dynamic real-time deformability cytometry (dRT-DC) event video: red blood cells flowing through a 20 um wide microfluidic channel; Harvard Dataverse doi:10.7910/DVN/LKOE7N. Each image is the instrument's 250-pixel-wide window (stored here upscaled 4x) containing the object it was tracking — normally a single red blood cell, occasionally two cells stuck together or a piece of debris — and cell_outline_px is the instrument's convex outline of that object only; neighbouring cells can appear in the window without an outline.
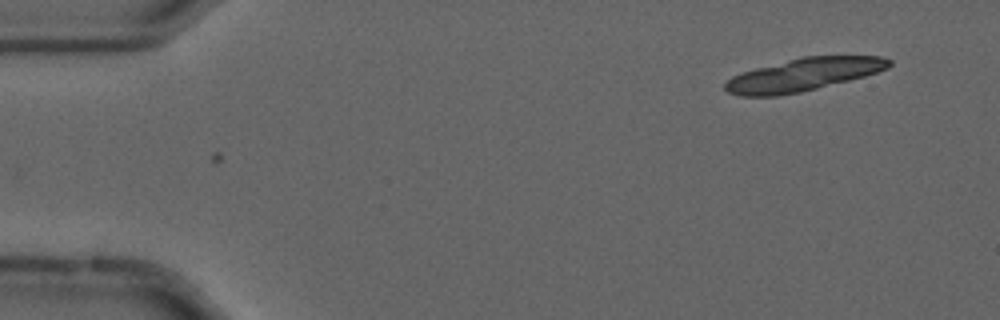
{"species": "common noctule bat (a hibernating species)", "species_latin": "Nyctalus noctula", "temperature_condition": "cold", "stored_images_in_passage": 3, "camera_frame_rate_fps": 3000, "um_per_image_px": 0.085, "animal": {"sex": "male", "forearm_length_mm": 52.5}, "frame": {"image": 1, "passage_image": 3, "time_ms": 0.667, "image_size_px": [1000, 320], "cell_outline_px": [[892, 64], [888, 68], [864, 76], [800, 92], [776, 96], [740, 96], [728, 92], [724, 88], [724, 84], [732, 76], [756, 68], [800, 56], [880, 56], [892, 60]], "centroid_in_image_um": [68.28, 6.34], "position_along_channel_um": 16.7, "area_um2": 31.04}}